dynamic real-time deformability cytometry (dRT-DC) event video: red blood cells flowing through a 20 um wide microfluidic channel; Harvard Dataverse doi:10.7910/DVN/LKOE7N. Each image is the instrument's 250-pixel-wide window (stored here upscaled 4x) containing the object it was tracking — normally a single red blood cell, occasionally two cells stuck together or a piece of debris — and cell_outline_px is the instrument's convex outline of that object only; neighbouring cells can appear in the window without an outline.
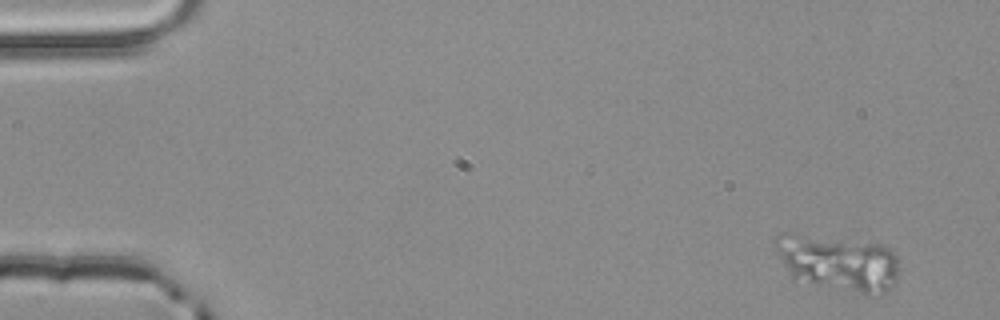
{"species": "common noctule bat (a hibernating species)", "species_latin": "Nyctalus noctula", "temperature_condition": "room temperature", "stored_images_in_passage": 3, "camera_frame_rate_fps": 3000, "um_per_image_px": 0.085, "animal": {"sex": "male", "body_mass_g": 20.4}, "frame": {"image": 1, "passage_image": 3, "time_ms": 0.667, "image_size_px": [1000, 320], "cell_outline_px": [[896, 280], [888, 292], [880, 296], [868, 296], [792, 280], [772, 240], [780, 232], [788, 232], [880, 244], [888, 248], [896, 256]], "centroid_in_image_um": [71.22, 22.37], "position_along_channel_um": 13.8, "area_um2": 40.86}}